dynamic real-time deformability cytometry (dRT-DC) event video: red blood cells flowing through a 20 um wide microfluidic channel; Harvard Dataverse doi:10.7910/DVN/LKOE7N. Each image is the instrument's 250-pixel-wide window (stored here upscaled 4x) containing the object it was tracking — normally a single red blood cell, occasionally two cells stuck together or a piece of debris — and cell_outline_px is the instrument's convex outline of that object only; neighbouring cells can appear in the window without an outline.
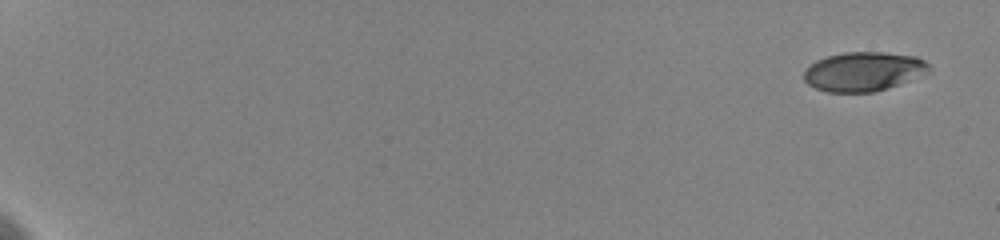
{"species": "human", "species_latin": "Homo sapiens", "temperature_condition": "cold", "stored_images_in_passage": 30, "camera_frame_rate_fps": 3000, "um_per_image_px": 0.085, "donor": {"sex": "female"}, "frame": {"image": 1, "passage_image": 1, "time_ms": 0.0, "image_size_px": [1000, 240], "cell_outline_px": [[932, 72], [888, 88], [872, 92], [828, 92], [816, 88], [808, 84], [804, 80], [804, 72], [816, 60], [828, 56], [844, 52], [884, 52], [916, 56], [924, 60], [932, 68]], "centroid_in_image_um": [73.45, 6.07], "position_along_channel_um": 11.5, "area_um2": 28.67}}
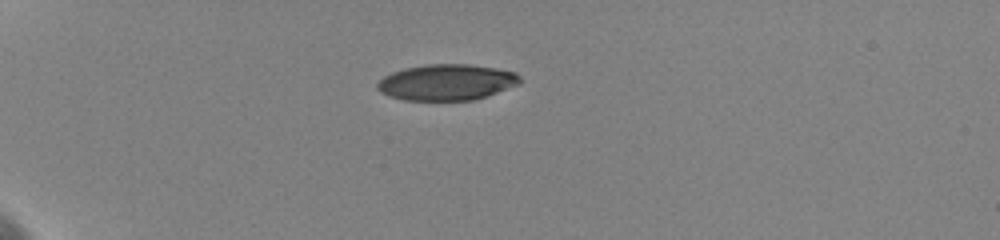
{"frame": {"image": 2, "passage_image": 9, "time_ms": 5.333, "image_size_px": [1000, 240], "cell_outline_px": [[520, 84], [488, 96], [472, 100], [404, 100], [388, 96], [380, 92], [376, 88], [376, 84], [384, 76], [392, 72], [404, 68], [428, 64], [468, 64], [496, 68], [516, 72], [520, 76]], "centroid_in_image_um": [37.97, 6.99], "position_along_channel_um": 47.0, "area_um2": 30.11}}
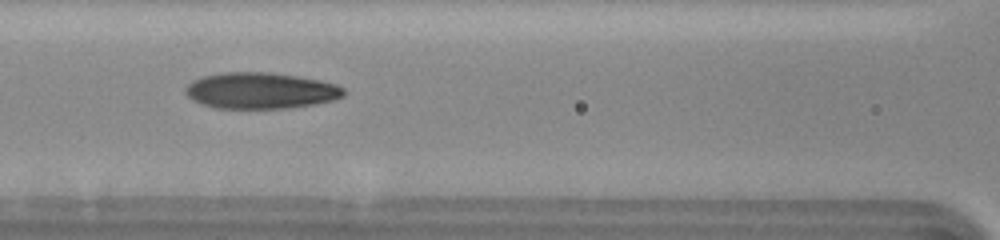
{"frame": {"image": 3, "passage_image": 20, "time_ms": 9.333, "image_size_px": [1000, 240], "cell_outline_px": [[344, 96], [332, 100], [316, 104], [292, 108], [216, 108], [200, 104], [192, 100], [184, 92], [184, 88], [192, 80], [204, 76], [220, 72], [272, 72], [300, 76], [320, 80], [336, 84], [344, 88]], "centroid_in_image_um": [22.14, 7.7], "position_along_channel_um": 144.5, "area_um2": 33.76}}